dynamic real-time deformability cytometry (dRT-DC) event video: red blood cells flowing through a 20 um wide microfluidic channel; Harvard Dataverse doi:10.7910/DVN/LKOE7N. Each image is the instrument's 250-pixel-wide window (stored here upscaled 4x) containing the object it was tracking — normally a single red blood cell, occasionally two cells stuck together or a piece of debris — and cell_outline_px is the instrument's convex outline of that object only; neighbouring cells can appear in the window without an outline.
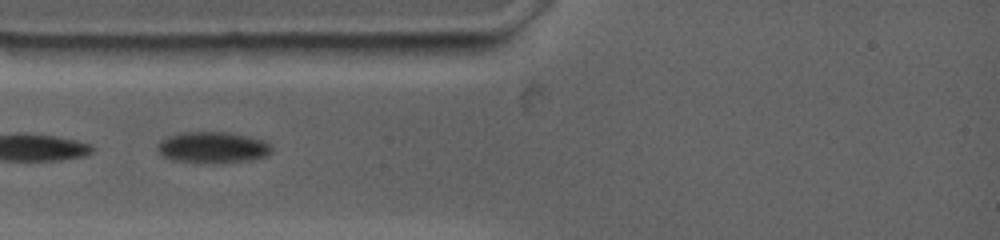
{"species": "common noctule bat (a hibernating species)", "species_latin": "Nyctalus noctula", "temperature_condition": "warm", "stored_images_in_passage": 15, "camera_frame_rate_fps": 4500, "um_per_image_px": 0.085, "animal": {"sex": "female", "body_mass_g": 19.0, "forearm_length_mm": 53.3}, "frame": {"image": 1, "passage_image": 1, "time_ms": 0.0, "image_size_px": [1000, 240], "cell_outline_px": [[272, 152], [264, 156], [248, 160], [212, 164], [176, 160], [164, 156], [156, 148], [156, 144], [160, 140], [168, 136], [180, 132], [228, 132], [248, 136], [264, 140], [272, 144]], "centroid_in_image_um": [18.08, 12.52], "position_along_channel_um": 66.9, "area_um2": 20.92}}
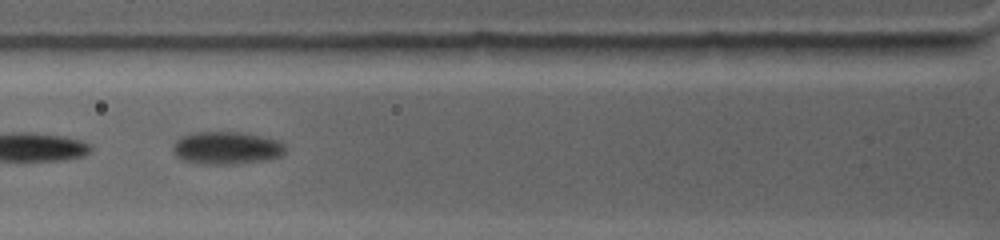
{"frame": {"image": 2, "passage_image": 3, "time_ms": 1.111, "image_size_px": [1000, 240], "cell_outline_px": [[284, 152], [280, 156], [260, 160], [236, 164], [204, 164], [184, 160], [176, 156], [172, 148], [172, 144], [180, 136], [192, 132], [244, 132], [264, 136], [280, 140], [284, 144]], "centroid_in_image_um": [19.23, 12.55], "position_along_channel_um": 106.6, "area_um2": 21.5}}